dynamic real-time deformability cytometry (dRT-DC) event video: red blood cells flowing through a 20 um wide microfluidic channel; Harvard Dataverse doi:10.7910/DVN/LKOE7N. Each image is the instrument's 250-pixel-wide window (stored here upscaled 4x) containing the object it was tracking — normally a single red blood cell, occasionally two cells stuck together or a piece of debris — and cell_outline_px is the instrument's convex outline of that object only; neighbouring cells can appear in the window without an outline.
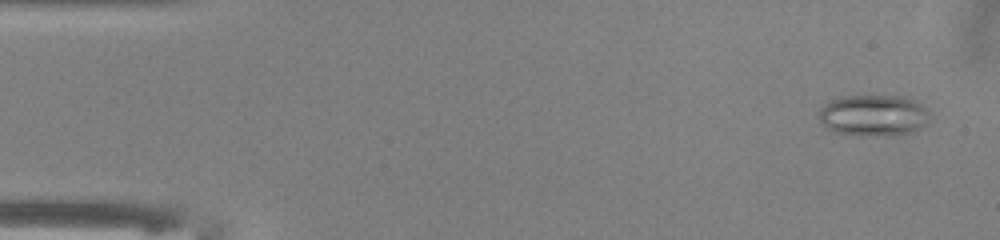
{"species": "common noctule bat (a hibernating species)", "species_latin": "Nyctalus noctula", "temperature_condition": "warm", "stored_images_in_passage": 51, "camera_frame_rate_fps": 3000, "um_per_image_px": 0.085, "animal": {"sex": "male", "body_mass_g": 13.0, "forearm_length_mm": 53.1}, "frame": {"image": 1, "passage_image": 3, "time_ms": 0.667, "image_size_px": [1000, 240], "cell_outline_px": [[928, 124], [916, 132], [888, 136], [860, 136], [832, 132], [820, 124], [816, 116], [816, 112], [828, 100], [840, 96], [904, 96], [920, 104], [928, 112]], "centroid_in_image_um": [74.17, 9.83], "position_along_channel_um": 10.8, "area_um2": 27.51}}
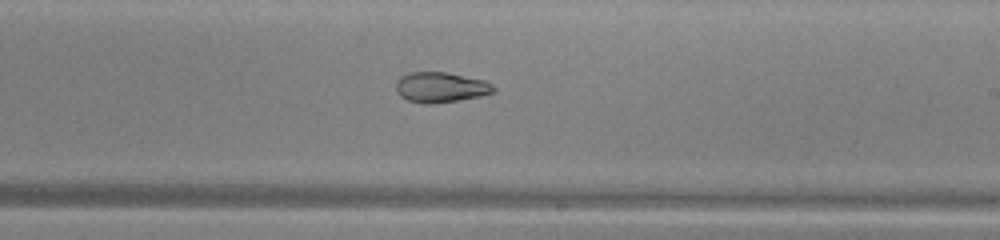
{"frame": {"image": 2, "passage_image": 30, "time_ms": 9.667, "image_size_px": [1000, 240], "cell_outline_px": [[496, 88], [492, 92], [480, 96], [456, 100], [428, 104], [424, 104], [408, 100], [400, 96], [396, 92], [396, 80], [400, 76], [408, 72], [448, 72], [484, 80], [492, 84]], "centroid_in_image_um": [37.41, 7.4], "position_along_channel_um": 251.6, "area_um2": 17.22}}
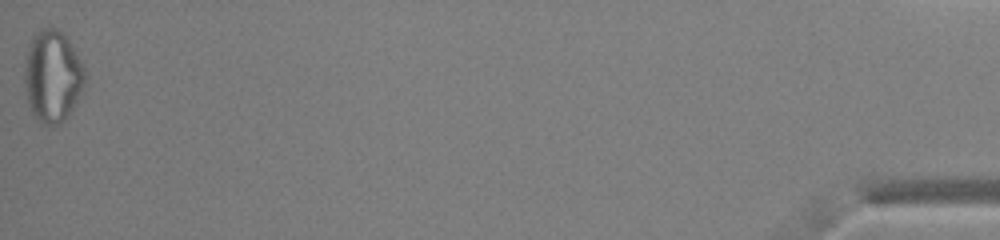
{"frame": {"image": 3, "passage_image": 51, "time_ms": 16.667, "image_size_px": [1000, 240], "cell_outline_px": [[84, 84], [68, 116], [60, 124], [48, 128], [40, 124], [36, 120], [28, 104], [24, 80], [24, 64], [28, 48], [36, 32], [44, 28], [56, 28], [68, 40], [76, 52], [84, 68]], "centroid_in_image_um": [4.43, 6.54], "position_along_channel_um": 430.8, "area_um2": 32.19}, "authors_computed_cell_mechanics": {"area_um2": 21.9062, "velocity_mm_per_s": 4.0569, "shape_relaxation_time_tau1_ms": null, "shape_relaxation_time_tau2_ms": 4.3913, "deformation_change_tau1": null, "deformation_change_tau2": 0.0889}}